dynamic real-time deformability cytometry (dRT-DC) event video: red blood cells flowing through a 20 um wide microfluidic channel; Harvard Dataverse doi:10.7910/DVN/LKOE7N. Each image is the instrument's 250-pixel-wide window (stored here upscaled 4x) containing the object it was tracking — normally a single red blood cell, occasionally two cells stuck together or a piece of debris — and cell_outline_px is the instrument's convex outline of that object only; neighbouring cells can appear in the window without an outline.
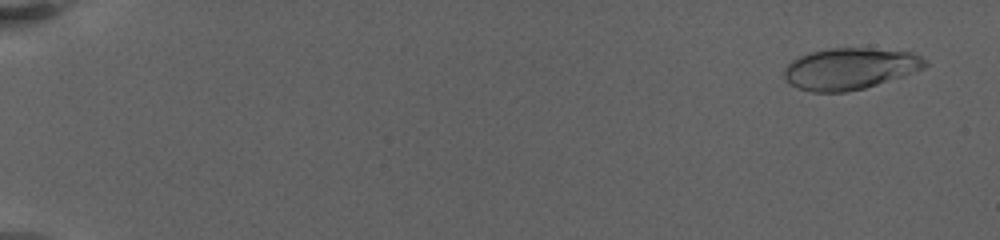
{"species": "human", "species_latin": "Homo sapiens", "temperature_condition": "warm", "stored_images_in_passage": 12, "camera_frame_rate_fps": 3000, "um_per_image_px": 0.085, "donor": {"sex": "female"}, "frame": {"image": 1, "passage_image": 2, "time_ms": 1.0, "image_size_px": [1000, 240], "cell_outline_px": [[928, 64], [924, 68], [904, 76], [864, 88], [844, 92], [812, 92], [796, 88], [784, 80], [784, 68], [792, 60], [800, 56], [812, 52], [832, 48], [864, 48], [908, 52], [920, 56], [928, 60]], "centroid_in_image_um": [72.22, 5.85], "position_along_channel_um": 12.8, "area_um2": 33.99}}
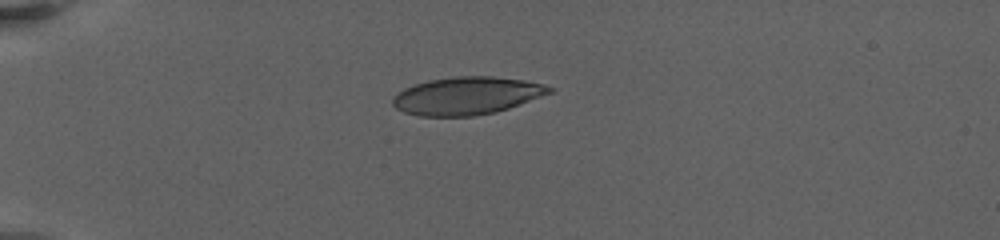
{"frame": {"image": 2, "passage_image": 9, "time_ms": 6.333, "image_size_px": [1000, 240], "cell_outline_px": [[556, 88], [552, 92], [520, 104], [496, 112], [472, 116], [420, 116], [404, 112], [396, 108], [392, 104], [392, 96], [404, 88], [428, 80], [456, 76], [492, 76], [524, 80], [544, 84]], "centroid_in_image_um": [39.68, 8.13], "position_along_channel_um": 45.3, "area_um2": 34.51}}
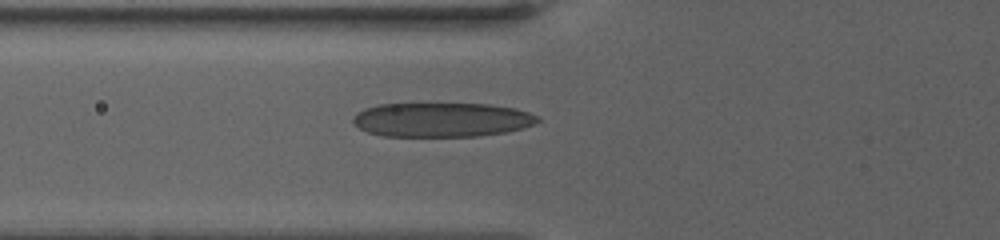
{"frame": {"image": 3, "passage_image": 12, "time_ms": 9.0, "image_size_px": [1000, 240], "cell_outline_px": [[540, 120], [524, 128], [508, 132], [480, 136], [384, 136], [368, 132], [360, 128], [352, 120], [352, 116], [356, 112], [364, 108], [380, 104], [492, 104], [516, 108], [540, 116]], "centroid_in_image_um": [37.57, 10.18], "position_along_channel_um": 88.2, "area_um2": 37.11}}